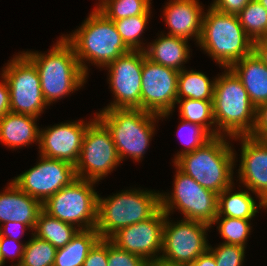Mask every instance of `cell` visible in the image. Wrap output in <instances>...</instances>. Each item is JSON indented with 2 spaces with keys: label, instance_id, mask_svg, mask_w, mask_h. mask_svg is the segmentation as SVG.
<instances>
[{
  "label": "cell",
  "instance_id": "1",
  "mask_svg": "<svg viewBox=\"0 0 267 266\" xmlns=\"http://www.w3.org/2000/svg\"><path fill=\"white\" fill-rule=\"evenodd\" d=\"M22 53L37 68L42 93L49 106L86 84L88 76L83 72L73 46L63 35L48 54L28 50Z\"/></svg>",
  "mask_w": 267,
  "mask_h": 266
},
{
  "label": "cell",
  "instance_id": "2",
  "mask_svg": "<svg viewBox=\"0 0 267 266\" xmlns=\"http://www.w3.org/2000/svg\"><path fill=\"white\" fill-rule=\"evenodd\" d=\"M63 37L73 46L78 62L87 76L86 61L103 68L130 51L114 21L107 19L96 8L78 29Z\"/></svg>",
  "mask_w": 267,
  "mask_h": 266
},
{
  "label": "cell",
  "instance_id": "3",
  "mask_svg": "<svg viewBox=\"0 0 267 266\" xmlns=\"http://www.w3.org/2000/svg\"><path fill=\"white\" fill-rule=\"evenodd\" d=\"M212 102L216 136L234 138L251 134L256 107L230 68H225L224 73L216 77Z\"/></svg>",
  "mask_w": 267,
  "mask_h": 266
},
{
  "label": "cell",
  "instance_id": "4",
  "mask_svg": "<svg viewBox=\"0 0 267 266\" xmlns=\"http://www.w3.org/2000/svg\"><path fill=\"white\" fill-rule=\"evenodd\" d=\"M229 139L227 136L212 137L200 148L180 156L174 164L202 187L219 195L234 185L232 180L237 154Z\"/></svg>",
  "mask_w": 267,
  "mask_h": 266
},
{
  "label": "cell",
  "instance_id": "5",
  "mask_svg": "<svg viewBox=\"0 0 267 266\" xmlns=\"http://www.w3.org/2000/svg\"><path fill=\"white\" fill-rule=\"evenodd\" d=\"M198 45L225 69L251 54L254 42L244 31L237 15L221 13L209 6L203 14Z\"/></svg>",
  "mask_w": 267,
  "mask_h": 266
},
{
  "label": "cell",
  "instance_id": "6",
  "mask_svg": "<svg viewBox=\"0 0 267 266\" xmlns=\"http://www.w3.org/2000/svg\"><path fill=\"white\" fill-rule=\"evenodd\" d=\"M161 208L160 191L129 189L103 198L98 194L96 230L110 239L120 229L152 217Z\"/></svg>",
  "mask_w": 267,
  "mask_h": 266
},
{
  "label": "cell",
  "instance_id": "7",
  "mask_svg": "<svg viewBox=\"0 0 267 266\" xmlns=\"http://www.w3.org/2000/svg\"><path fill=\"white\" fill-rule=\"evenodd\" d=\"M96 116L110 131L121 162L127 156L137 162L143 159L155 133V124L161 119L141 109L127 108L100 110Z\"/></svg>",
  "mask_w": 267,
  "mask_h": 266
},
{
  "label": "cell",
  "instance_id": "8",
  "mask_svg": "<svg viewBox=\"0 0 267 266\" xmlns=\"http://www.w3.org/2000/svg\"><path fill=\"white\" fill-rule=\"evenodd\" d=\"M95 181L77 178L49 197L43 210L50 216L74 225L79 230L96 228L98 193Z\"/></svg>",
  "mask_w": 267,
  "mask_h": 266
},
{
  "label": "cell",
  "instance_id": "9",
  "mask_svg": "<svg viewBox=\"0 0 267 266\" xmlns=\"http://www.w3.org/2000/svg\"><path fill=\"white\" fill-rule=\"evenodd\" d=\"M173 192L160 193L161 209L170 215L174 209L181 211L184 219L200 221L212 226L217 216L218 194L202 187L175 164Z\"/></svg>",
  "mask_w": 267,
  "mask_h": 266
},
{
  "label": "cell",
  "instance_id": "10",
  "mask_svg": "<svg viewBox=\"0 0 267 266\" xmlns=\"http://www.w3.org/2000/svg\"><path fill=\"white\" fill-rule=\"evenodd\" d=\"M1 75L9 87L10 112L39 118L49 105L44 99L35 65L21 52L10 59Z\"/></svg>",
  "mask_w": 267,
  "mask_h": 266
},
{
  "label": "cell",
  "instance_id": "11",
  "mask_svg": "<svg viewBox=\"0 0 267 266\" xmlns=\"http://www.w3.org/2000/svg\"><path fill=\"white\" fill-rule=\"evenodd\" d=\"M121 163L110 131L96 118L86 129L75 165L77 178L99 182Z\"/></svg>",
  "mask_w": 267,
  "mask_h": 266
},
{
  "label": "cell",
  "instance_id": "12",
  "mask_svg": "<svg viewBox=\"0 0 267 266\" xmlns=\"http://www.w3.org/2000/svg\"><path fill=\"white\" fill-rule=\"evenodd\" d=\"M207 223L182 219L170 222L166 214L163 226L162 255L160 258L179 265H191L201 254L209 249Z\"/></svg>",
  "mask_w": 267,
  "mask_h": 266
},
{
  "label": "cell",
  "instance_id": "13",
  "mask_svg": "<svg viewBox=\"0 0 267 266\" xmlns=\"http://www.w3.org/2000/svg\"><path fill=\"white\" fill-rule=\"evenodd\" d=\"M178 74L175 69L151 62L143 51L141 110L168 118L177 102Z\"/></svg>",
  "mask_w": 267,
  "mask_h": 266
},
{
  "label": "cell",
  "instance_id": "14",
  "mask_svg": "<svg viewBox=\"0 0 267 266\" xmlns=\"http://www.w3.org/2000/svg\"><path fill=\"white\" fill-rule=\"evenodd\" d=\"M143 51L130 50L109 63L108 83L115 100L102 110L113 108L141 109Z\"/></svg>",
  "mask_w": 267,
  "mask_h": 266
},
{
  "label": "cell",
  "instance_id": "15",
  "mask_svg": "<svg viewBox=\"0 0 267 266\" xmlns=\"http://www.w3.org/2000/svg\"><path fill=\"white\" fill-rule=\"evenodd\" d=\"M77 179L75 166L40 155L39 162L12 179L22 191L44 203L49 197Z\"/></svg>",
  "mask_w": 267,
  "mask_h": 266
},
{
  "label": "cell",
  "instance_id": "16",
  "mask_svg": "<svg viewBox=\"0 0 267 266\" xmlns=\"http://www.w3.org/2000/svg\"><path fill=\"white\" fill-rule=\"evenodd\" d=\"M165 218L160 208L152 217L120 229L110 240L119 249L139 255L147 262L158 259L162 252Z\"/></svg>",
  "mask_w": 267,
  "mask_h": 266
},
{
  "label": "cell",
  "instance_id": "17",
  "mask_svg": "<svg viewBox=\"0 0 267 266\" xmlns=\"http://www.w3.org/2000/svg\"><path fill=\"white\" fill-rule=\"evenodd\" d=\"M97 118L86 123L83 120L67 121L39 130V154L76 165L87 127Z\"/></svg>",
  "mask_w": 267,
  "mask_h": 266
},
{
  "label": "cell",
  "instance_id": "18",
  "mask_svg": "<svg viewBox=\"0 0 267 266\" xmlns=\"http://www.w3.org/2000/svg\"><path fill=\"white\" fill-rule=\"evenodd\" d=\"M241 142L239 181L257 195L259 201H267V140L248 136L232 138Z\"/></svg>",
  "mask_w": 267,
  "mask_h": 266
},
{
  "label": "cell",
  "instance_id": "19",
  "mask_svg": "<svg viewBox=\"0 0 267 266\" xmlns=\"http://www.w3.org/2000/svg\"><path fill=\"white\" fill-rule=\"evenodd\" d=\"M164 7V20L170 31L167 35L184 38L192 37L198 44L202 32L204 9L199 0H169Z\"/></svg>",
  "mask_w": 267,
  "mask_h": 266
},
{
  "label": "cell",
  "instance_id": "20",
  "mask_svg": "<svg viewBox=\"0 0 267 266\" xmlns=\"http://www.w3.org/2000/svg\"><path fill=\"white\" fill-rule=\"evenodd\" d=\"M8 185L0 193V225L9 221L21 222L34 232L43 203L22 191L13 181Z\"/></svg>",
  "mask_w": 267,
  "mask_h": 266
},
{
  "label": "cell",
  "instance_id": "21",
  "mask_svg": "<svg viewBox=\"0 0 267 266\" xmlns=\"http://www.w3.org/2000/svg\"><path fill=\"white\" fill-rule=\"evenodd\" d=\"M230 69L242 82L255 107L267 103V65L254 51L238 60Z\"/></svg>",
  "mask_w": 267,
  "mask_h": 266
},
{
  "label": "cell",
  "instance_id": "22",
  "mask_svg": "<svg viewBox=\"0 0 267 266\" xmlns=\"http://www.w3.org/2000/svg\"><path fill=\"white\" fill-rule=\"evenodd\" d=\"M36 121L31 115L8 112L0 119V142L12 149L39 143Z\"/></svg>",
  "mask_w": 267,
  "mask_h": 266
},
{
  "label": "cell",
  "instance_id": "23",
  "mask_svg": "<svg viewBox=\"0 0 267 266\" xmlns=\"http://www.w3.org/2000/svg\"><path fill=\"white\" fill-rule=\"evenodd\" d=\"M189 48L188 40L162 33L144 52L151 62L181 71L190 59Z\"/></svg>",
  "mask_w": 267,
  "mask_h": 266
},
{
  "label": "cell",
  "instance_id": "24",
  "mask_svg": "<svg viewBox=\"0 0 267 266\" xmlns=\"http://www.w3.org/2000/svg\"><path fill=\"white\" fill-rule=\"evenodd\" d=\"M233 185L226 188L218 195V206L216 217H231L251 220L256 216L258 208L265 207L263 201L256 203L254 197L247 190L232 193Z\"/></svg>",
  "mask_w": 267,
  "mask_h": 266
},
{
  "label": "cell",
  "instance_id": "25",
  "mask_svg": "<svg viewBox=\"0 0 267 266\" xmlns=\"http://www.w3.org/2000/svg\"><path fill=\"white\" fill-rule=\"evenodd\" d=\"M99 239L96 228L79 230L66 246L57 249L54 266H82Z\"/></svg>",
  "mask_w": 267,
  "mask_h": 266
},
{
  "label": "cell",
  "instance_id": "26",
  "mask_svg": "<svg viewBox=\"0 0 267 266\" xmlns=\"http://www.w3.org/2000/svg\"><path fill=\"white\" fill-rule=\"evenodd\" d=\"M34 231L32 234L36 237L48 241L56 249H59L66 246L78 233L79 229L72 224L50 216L42 210L36 221Z\"/></svg>",
  "mask_w": 267,
  "mask_h": 266
},
{
  "label": "cell",
  "instance_id": "27",
  "mask_svg": "<svg viewBox=\"0 0 267 266\" xmlns=\"http://www.w3.org/2000/svg\"><path fill=\"white\" fill-rule=\"evenodd\" d=\"M216 77L213 81L200 71H179L177 99H196L213 101Z\"/></svg>",
  "mask_w": 267,
  "mask_h": 266
},
{
  "label": "cell",
  "instance_id": "28",
  "mask_svg": "<svg viewBox=\"0 0 267 266\" xmlns=\"http://www.w3.org/2000/svg\"><path fill=\"white\" fill-rule=\"evenodd\" d=\"M177 103H179V116L181 120L198 124L202 126L212 137L216 136V125L212 101L177 99L176 104Z\"/></svg>",
  "mask_w": 267,
  "mask_h": 266
},
{
  "label": "cell",
  "instance_id": "29",
  "mask_svg": "<svg viewBox=\"0 0 267 266\" xmlns=\"http://www.w3.org/2000/svg\"><path fill=\"white\" fill-rule=\"evenodd\" d=\"M152 0H100L96 9L111 21L138 15H151Z\"/></svg>",
  "mask_w": 267,
  "mask_h": 266
},
{
  "label": "cell",
  "instance_id": "30",
  "mask_svg": "<svg viewBox=\"0 0 267 266\" xmlns=\"http://www.w3.org/2000/svg\"><path fill=\"white\" fill-rule=\"evenodd\" d=\"M237 16L253 42L267 37V10L257 0H250Z\"/></svg>",
  "mask_w": 267,
  "mask_h": 266
},
{
  "label": "cell",
  "instance_id": "31",
  "mask_svg": "<svg viewBox=\"0 0 267 266\" xmlns=\"http://www.w3.org/2000/svg\"><path fill=\"white\" fill-rule=\"evenodd\" d=\"M32 235L25 243L19 266H54L57 249L48 241Z\"/></svg>",
  "mask_w": 267,
  "mask_h": 266
},
{
  "label": "cell",
  "instance_id": "32",
  "mask_svg": "<svg viewBox=\"0 0 267 266\" xmlns=\"http://www.w3.org/2000/svg\"><path fill=\"white\" fill-rule=\"evenodd\" d=\"M150 17V15H138L114 21L118 33L130 50H145L140 36L147 28Z\"/></svg>",
  "mask_w": 267,
  "mask_h": 266
},
{
  "label": "cell",
  "instance_id": "33",
  "mask_svg": "<svg viewBox=\"0 0 267 266\" xmlns=\"http://www.w3.org/2000/svg\"><path fill=\"white\" fill-rule=\"evenodd\" d=\"M250 221L240 218L215 217L212 225L218 224L219 234L225 239L223 243L240 245L246 248L247 238L252 229Z\"/></svg>",
  "mask_w": 267,
  "mask_h": 266
},
{
  "label": "cell",
  "instance_id": "34",
  "mask_svg": "<svg viewBox=\"0 0 267 266\" xmlns=\"http://www.w3.org/2000/svg\"><path fill=\"white\" fill-rule=\"evenodd\" d=\"M179 138L181 139L184 149L176 153L173 163L182 155L191 153L197 148L203 146L207 141H209L212 136L200 125L191 123L185 120L180 122L177 130ZM184 135V136H183Z\"/></svg>",
  "mask_w": 267,
  "mask_h": 266
},
{
  "label": "cell",
  "instance_id": "35",
  "mask_svg": "<svg viewBox=\"0 0 267 266\" xmlns=\"http://www.w3.org/2000/svg\"><path fill=\"white\" fill-rule=\"evenodd\" d=\"M215 248V249H214ZM245 247L222 243L218 247L209 245L217 266H243Z\"/></svg>",
  "mask_w": 267,
  "mask_h": 266
},
{
  "label": "cell",
  "instance_id": "36",
  "mask_svg": "<svg viewBox=\"0 0 267 266\" xmlns=\"http://www.w3.org/2000/svg\"><path fill=\"white\" fill-rule=\"evenodd\" d=\"M108 266H147L141 256L119 249L108 239Z\"/></svg>",
  "mask_w": 267,
  "mask_h": 266
},
{
  "label": "cell",
  "instance_id": "37",
  "mask_svg": "<svg viewBox=\"0 0 267 266\" xmlns=\"http://www.w3.org/2000/svg\"><path fill=\"white\" fill-rule=\"evenodd\" d=\"M82 266H108V239L100 238L94 244Z\"/></svg>",
  "mask_w": 267,
  "mask_h": 266
},
{
  "label": "cell",
  "instance_id": "38",
  "mask_svg": "<svg viewBox=\"0 0 267 266\" xmlns=\"http://www.w3.org/2000/svg\"><path fill=\"white\" fill-rule=\"evenodd\" d=\"M24 246L25 244L20 241H16L8 237H1L0 253H1L2 261L4 262V264L6 263L7 261L6 259H8V257L13 260H15V258L17 257L18 261L13 266H19V264L22 261Z\"/></svg>",
  "mask_w": 267,
  "mask_h": 266
},
{
  "label": "cell",
  "instance_id": "39",
  "mask_svg": "<svg viewBox=\"0 0 267 266\" xmlns=\"http://www.w3.org/2000/svg\"><path fill=\"white\" fill-rule=\"evenodd\" d=\"M249 136L259 140H267V103L256 107L255 125Z\"/></svg>",
  "mask_w": 267,
  "mask_h": 266
},
{
  "label": "cell",
  "instance_id": "40",
  "mask_svg": "<svg viewBox=\"0 0 267 266\" xmlns=\"http://www.w3.org/2000/svg\"><path fill=\"white\" fill-rule=\"evenodd\" d=\"M249 1L250 0H213L210 6L221 13L237 15Z\"/></svg>",
  "mask_w": 267,
  "mask_h": 266
},
{
  "label": "cell",
  "instance_id": "41",
  "mask_svg": "<svg viewBox=\"0 0 267 266\" xmlns=\"http://www.w3.org/2000/svg\"><path fill=\"white\" fill-rule=\"evenodd\" d=\"M26 228L29 229L26 224L9 221L0 225V235L1 237H8L16 241H21L19 235L21 234L22 236V234L27 230ZM15 230H18V232L21 230V232L17 233Z\"/></svg>",
  "mask_w": 267,
  "mask_h": 266
},
{
  "label": "cell",
  "instance_id": "42",
  "mask_svg": "<svg viewBox=\"0 0 267 266\" xmlns=\"http://www.w3.org/2000/svg\"><path fill=\"white\" fill-rule=\"evenodd\" d=\"M0 82V119L10 112V95H9V87L6 79L1 75Z\"/></svg>",
  "mask_w": 267,
  "mask_h": 266
},
{
  "label": "cell",
  "instance_id": "43",
  "mask_svg": "<svg viewBox=\"0 0 267 266\" xmlns=\"http://www.w3.org/2000/svg\"><path fill=\"white\" fill-rule=\"evenodd\" d=\"M253 51L267 65V37L255 40Z\"/></svg>",
  "mask_w": 267,
  "mask_h": 266
},
{
  "label": "cell",
  "instance_id": "44",
  "mask_svg": "<svg viewBox=\"0 0 267 266\" xmlns=\"http://www.w3.org/2000/svg\"><path fill=\"white\" fill-rule=\"evenodd\" d=\"M191 266H217L213 254L207 250L201 254Z\"/></svg>",
  "mask_w": 267,
  "mask_h": 266
},
{
  "label": "cell",
  "instance_id": "45",
  "mask_svg": "<svg viewBox=\"0 0 267 266\" xmlns=\"http://www.w3.org/2000/svg\"><path fill=\"white\" fill-rule=\"evenodd\" d=\"M147 265L148 266H186V265H179L176 263H170V262H167L161 258L149 261V262H147Z\"/></svg>",
  "mask_w": 267,
  "mask_h": 266
},
{
  "label": "cell",
  "instance_id": "46",
  "mask_svg": "<svg viewBox=\"0 0 267 266\" xmlns=\"http://www.w3.org/2000/svg\"><path fill=\"white\" fill-rule=\"evenodd\" d=\"M267 10V0H257Z\"/></svg>",
  "mask_w": 267,
  "mask_h": 266
},
{
  "label": "cell",
  "instance_id": "47",
  "mask_svg": "<svg viewBox=\"0 0 267 266\" xmlns=\"http://www.w3.org/2000/svg\"><path fill=\"white\" fill-rule=\"evenodd\" d=\"M0 239H1V235H0ZM0 266H5V265H4V262L2 261L1 253H0Z\"/></svg>",
  "mask_w": 267,
  "mask_h": 266
},
{
  "label": "cell",
  "instance_id": "48",
  "mask_svg": "<svg viewBox=\"0 0 267 266\" xmlns=\"http://www.w3.org/2000/svg\"><path fill=\"white\" fill-rule=\"evenodd\" d=\"M264 204H265V207L264 208L267 209V201Z\"/></svg>",
  "mask_w": 267,
  "mask_h": 266
}]
</instances>
